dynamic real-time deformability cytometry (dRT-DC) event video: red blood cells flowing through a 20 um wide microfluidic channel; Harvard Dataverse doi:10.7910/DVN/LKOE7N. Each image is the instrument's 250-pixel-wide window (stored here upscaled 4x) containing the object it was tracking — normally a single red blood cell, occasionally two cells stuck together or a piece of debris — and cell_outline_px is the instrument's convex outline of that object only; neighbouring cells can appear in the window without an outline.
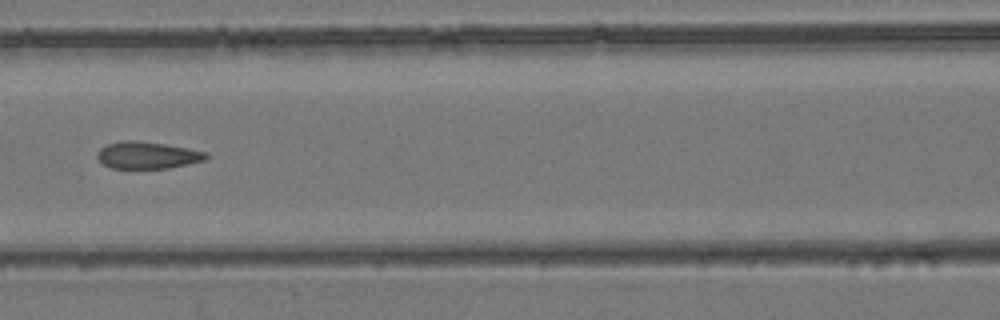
{"species": "common noctule bat (a hibernating species)", "species_latin": "Nyctalus noctula", "temperature_condition": "room temperature", "stored_images_in_passage": 9, "camera_frame_rate_fps": 3000, "um_per_image_px": 0.085, "animal": {"sex": "female", "body_mass_g": 24.6, "forearm_length_mm": 56.2}, "frame": {"image": 1, "passage_image": 8, "time_ms": 2.333, "image_size_px": [1000, 320], "cell_outline_px": [[208, 156], [204, 160], [168, 168], [112, 168], [104, 164], [96, 156], [96, 152], [100, 148], [108, 144], [124, 140], [132, 140], [164, 144], [188, 148], [208, 152]], "centroid_in_image_um": [12.52, 13.19], "position_along_channel_um": 154.1, "area_um2": 16.94}}
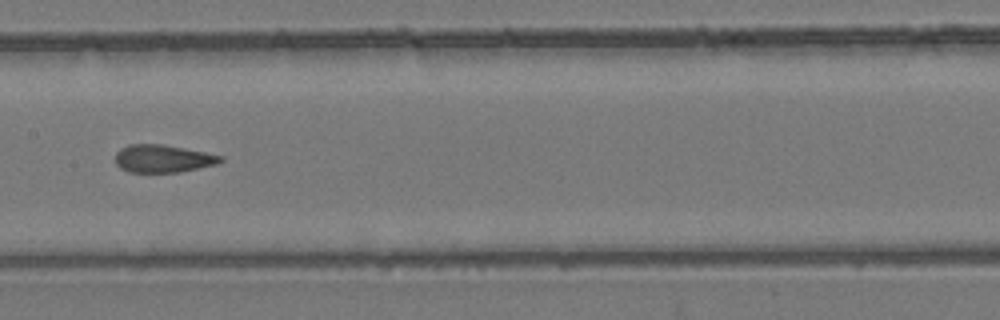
{"frame": {"image": 2, "passage_image": 9, "time_ms": 2.667, "image_size_px": [1000, 320], "cell_outline_px": [[224, 160], [220, 164], [180, 172], [128, 172], [120, 168], [116, 164], [116, 152], [120, 148], [128, 144], [160, 144], [204, 152], [224, 156]], "centroid_in_image_um": [13.87, 13.49], "position_along_channel_um": 193.5, "area_um2": 17.11}}